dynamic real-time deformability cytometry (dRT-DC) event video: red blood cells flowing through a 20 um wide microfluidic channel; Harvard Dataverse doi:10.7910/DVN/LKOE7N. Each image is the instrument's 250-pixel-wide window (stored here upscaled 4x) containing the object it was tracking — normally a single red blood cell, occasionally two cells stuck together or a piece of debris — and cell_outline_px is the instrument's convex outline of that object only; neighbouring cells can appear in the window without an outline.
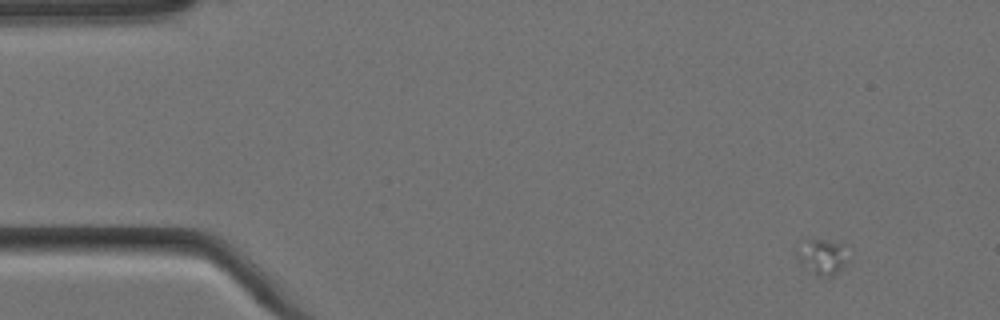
{"species": "Egyptian fruit bat (a non-hibernating species)", "species_latin": "Rousettus aegyptiacus", "temperature_condition": "cold", "stored_images_in_passage": 5, "camera_frame_rate_fps": 3000, "um_per_image_px": 0.085, "animal": {"sex": "female"}, "frame": {"image": 1, "passage_image": 1, "time_ms": 0.0, "image_size_px": [1000, 320], "cell_outline_px": [[848, 260], [832, 276], [816, 276], [800, 264], [796, 256], [796, 252], [800, 240], [804, 236], [812, 236], [844, 244]], "centroid_in_image_um": [69.8, 21.73], "position_along_channel_um": 15.2, "area_um2": 11.21}}